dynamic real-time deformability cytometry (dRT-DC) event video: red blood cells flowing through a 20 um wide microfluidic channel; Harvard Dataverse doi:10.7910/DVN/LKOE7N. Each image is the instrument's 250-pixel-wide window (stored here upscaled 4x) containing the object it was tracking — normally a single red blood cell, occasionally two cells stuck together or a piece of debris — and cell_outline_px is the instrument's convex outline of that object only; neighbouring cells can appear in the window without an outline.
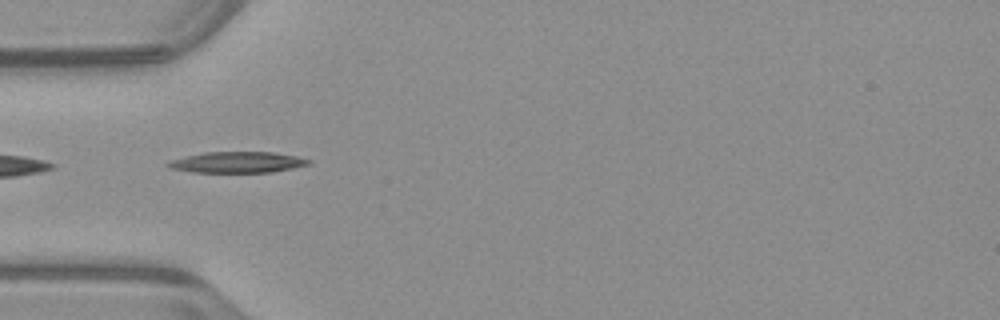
{"species": "common noctule bat (a hibernating species)", "species_latin": "Nyctalus noctula", "temperature_condition": "warm", "stored_images_in_passage": 37, "camera_frame_rate_fps": 3000, "um_per_image_px": 0.085, "animal": {"sex": "male", "body_mass_g": 23.1, "forearm_length_mm": 52.7}, "frame": {"image": 1, "passage_image": 1, "time_ms": 0.0, "image_size_px": [1000, 320], "cell_outline_px": [[312, 164], [272, 172], [192, 172], [168, 168], [164, 164], [168, 160], [204, 152], [272, 152], [296, 156], [312, 160]], "centroid_in_image_um": [20.14, 13.79], "position_along_channel_um": 64.9, "area_um2": 17.34}}
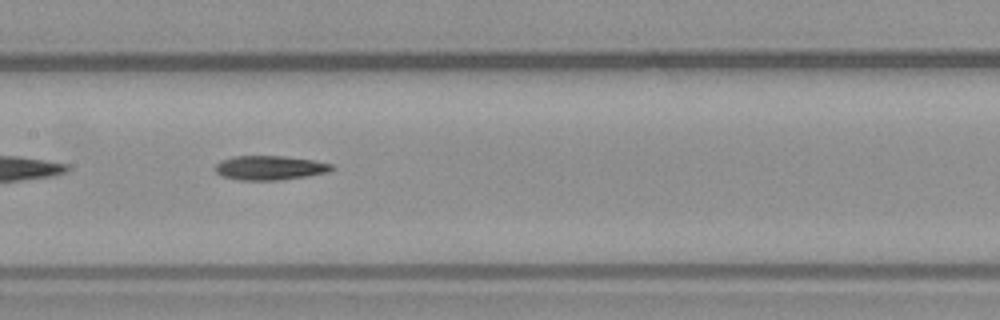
{"frame": {"image": 2, "passage_image": 10, "time_ms": 3.0, "image_size_px": [1000, 320], "cell_outline_px": [[336, 168], [328, 172], [304, 176], [276, 180], [240, 180], [224, 176], [216, 172], [216, 164], [220, 160], [232, 156], [284, 156], [312, 160], [332, 164]], "centroid_in_image_um": [22.93, 14.25], "position_along_channel_um": 184.5, "area_um2": 16.3}}
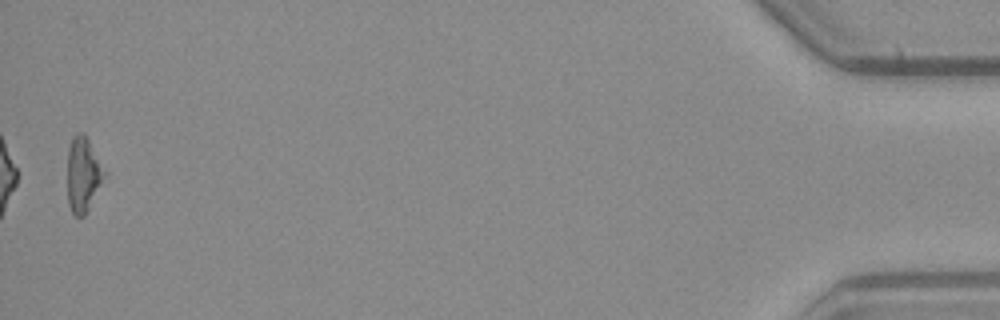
{"frame": {"image": 3, "passage_image": 36, "time_ms": 11.667, "image_size_px": [1000, 320], "cell_outline_px": [[108, 176], [84, 216], [76, 216], [72, 212], [68, 204], [68, 148], [72, 136], [76, 132], [84, 132], [108, 172]], "centroid_in_image_um": [7.11, 14.8], "position_along_channel_um": 428.1, "area_um2": 16.7}, "authors_computed_cell_mechanics": {"area_um2": 16.3574, "velocity_mm_per_s": 3.9778, "shape_relaxation_time_tau1_ms": 10.4424, "shape_relaxation_time_tau2_ms": 3.5389, "deformation_change_tau1": 0.2911, "deformation_change_tau2": 0.1663}}